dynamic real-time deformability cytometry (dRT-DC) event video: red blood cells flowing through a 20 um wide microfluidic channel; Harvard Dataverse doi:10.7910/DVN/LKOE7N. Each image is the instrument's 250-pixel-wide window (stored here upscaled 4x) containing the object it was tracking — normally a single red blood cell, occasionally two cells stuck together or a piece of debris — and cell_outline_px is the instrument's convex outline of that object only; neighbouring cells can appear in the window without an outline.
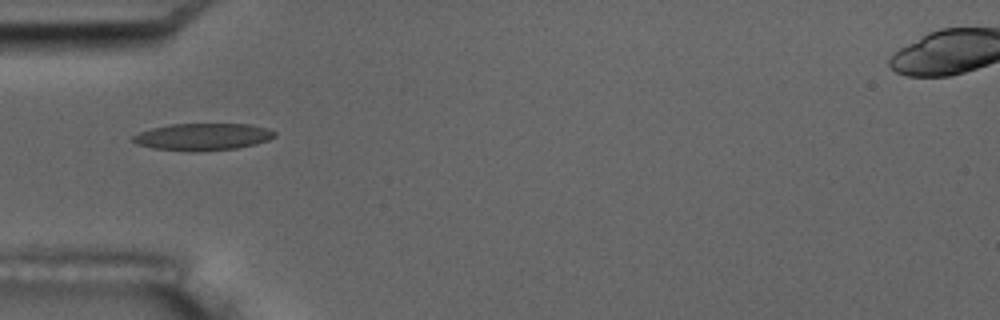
{"species": "common noctule bat (a hibernating species)", "species_latin": "Nyctalus noctula", "temperature_condition": "room temperature", "stored_images_in_passage": 15, "camera_frame_rate_fps": 3000, "um_per_image_px": 0.085, "animal": {"sex": "male", "body_mass_g": 17.5, "forearm_length_mm": 52.3}, "frame": {"image": 1, "passage_image": 5, "time_ms": 5.333, "image_size_px": [1000, 320], "cell_outline_px": [[276, 136], [268, 140], [256, 144], [236, 148], [196, 152], [192, 152], [152, 148], [136, 144], [132, 140], [132, 136], [140, 132], [152, 128], [172, 124], [252, 124], [268, 128], [276, 132]], "centroid_in_image_um": [17.25, 11.63], "position_along_channel_um": 67.7, "area_um2": 22.48}, "authors_computed_cell_mechanics": {"area_um2": 21.0392, "velocity_mm_per_s": 3.4982, "shape_relaxation_time_tau1_ms": 6.7991, "shape_relaxation_time_tau2_ms": 1.6338, "deformation_change_tau1": 0.1553, "deformation_change_tau2": 0.0598}}